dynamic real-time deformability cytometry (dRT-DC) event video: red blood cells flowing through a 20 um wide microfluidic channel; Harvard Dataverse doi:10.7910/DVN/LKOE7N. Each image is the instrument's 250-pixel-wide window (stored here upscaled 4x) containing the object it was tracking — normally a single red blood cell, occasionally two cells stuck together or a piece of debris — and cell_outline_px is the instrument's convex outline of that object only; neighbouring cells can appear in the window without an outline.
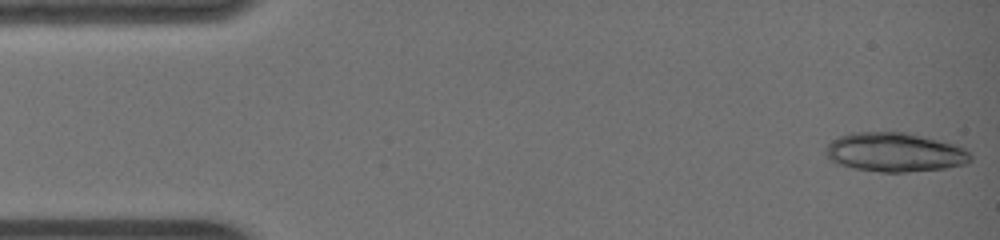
{"species": "common noctule bat (a hibernating species)", "species_latin": "Nyctalus noctula", "temperature_condition": "warm", "stored_images_in_passage": 11, "camera_frame_rate_fps": 3000, "um_per_image_px": 0.085, "animal": {"sex": "female", "body_mass_g": 19.0, "forearm_length_mm": 51.5}, "frame": {"image": 1, "passage_image": 1, "time_ms": 0.0, "image_size_px": [1000, 240], "cell_outline_px": [[972, 160], [968, 164], [948, 168], [908, 172], [880, 172], [856, 168], [836, 164], [828, 160], [824, 152], [824, 148], [832, 140], [840, 136], [852, 132], [904, 132], [924, 136], [940, 140], [964, 148], [972, 156]], "centroid_in_image_um": [76.05, 12.95], "position_along_channel_um": 9.0, "area_um2": 33.35}}